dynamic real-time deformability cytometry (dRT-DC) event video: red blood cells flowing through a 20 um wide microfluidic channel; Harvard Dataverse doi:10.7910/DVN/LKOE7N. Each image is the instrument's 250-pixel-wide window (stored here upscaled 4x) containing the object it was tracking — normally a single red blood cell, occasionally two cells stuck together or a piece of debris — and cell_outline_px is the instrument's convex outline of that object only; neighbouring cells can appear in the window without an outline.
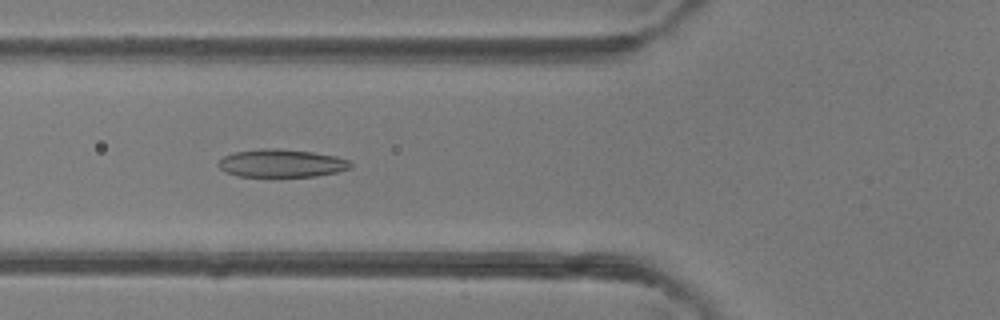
{"species": "common noctule bat (a hibernating species)", "species_latin": "Nyctalus noctula", "temperature_condition": "room temperature", "stored_images_in_passage": 48, "camera_frame_rate_fps": 3000, "um_per_image_px": 0.085, "animal": {"sex": "female"}, "frame": {"image": 1, "passage_image": 17, "time_ms": 5.333, "image_size_px": [1000, 320], "cell_outline_px": [[352, 168], [336, 172], [316, 176], [236, 176], [224, 172], [216, 164], [224, 156], [236, 152], [260, 148], [276, 148], [312, 152], [336, 156], [348, 160], [352, 164]], "centroid_in_image_um": [23.91, 13.87], "position_along_channel_um": 101.9, "area_um2": 21.5}}
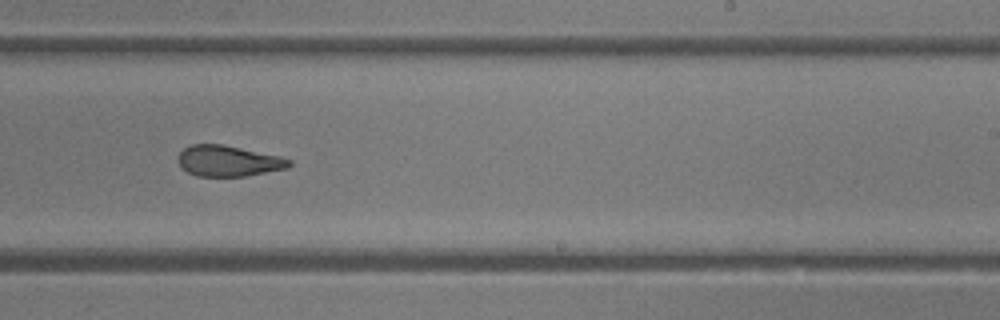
{"frame": {"image": 2, "passage_image": 29, "time_ms": 9.333, "image_size_px": [1000, 320], "cell_outline_px": [[292, 164], [288, 168], [244, 176], [196, 176], [180, 168], [176, 160], [176, 156], [184, 148], [192, 144], [224, 144], [276, 156], [292, 160]], "centroid_in_image_um": [19.33, 13.68], "position_along_channel_um": 269.7, "area_um2": 20.0}}
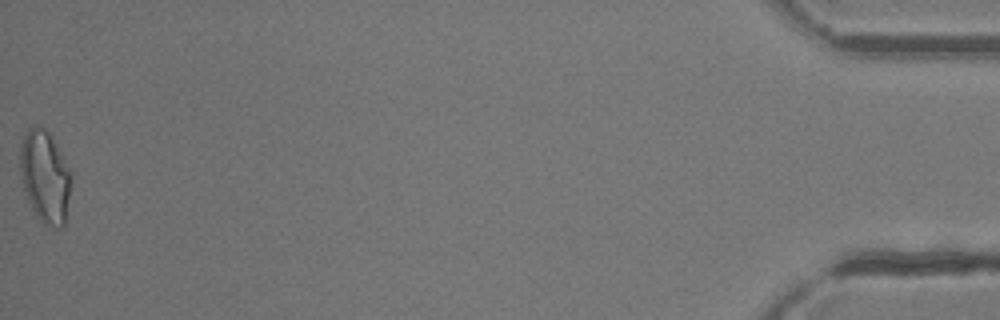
{"frame": {"image": 3, "passage_image": 48, "time_ms": 15.667, "image_size_px": [1000, 320], "cell_outline_px": [[72, 180], [64, 228], [56, 228], [44, 224], [36, 216], [32, 208], [24, 188], [20, 172], [20, 144], [24, 132], [32, 124], [36, 124], [44, 128], [48, 132], [56, 144], [72, 172]], "centroid_in_image_um": [3.84, 14.99], "position_along_channel_um": 431.4, "area_um2": 27.8}, "authors_computed_cell_mechanics": {"area_um2": 21.9062, "velocity_mm_per_s": 4.1962, "shape_relaxation_time_tau1_ms": 8.3416, "shape_relaxation_time_tau2_ms": 2.3375, "deformation_change_tau1": 0.2109, "deformation_change_tau2": 0.0967}}